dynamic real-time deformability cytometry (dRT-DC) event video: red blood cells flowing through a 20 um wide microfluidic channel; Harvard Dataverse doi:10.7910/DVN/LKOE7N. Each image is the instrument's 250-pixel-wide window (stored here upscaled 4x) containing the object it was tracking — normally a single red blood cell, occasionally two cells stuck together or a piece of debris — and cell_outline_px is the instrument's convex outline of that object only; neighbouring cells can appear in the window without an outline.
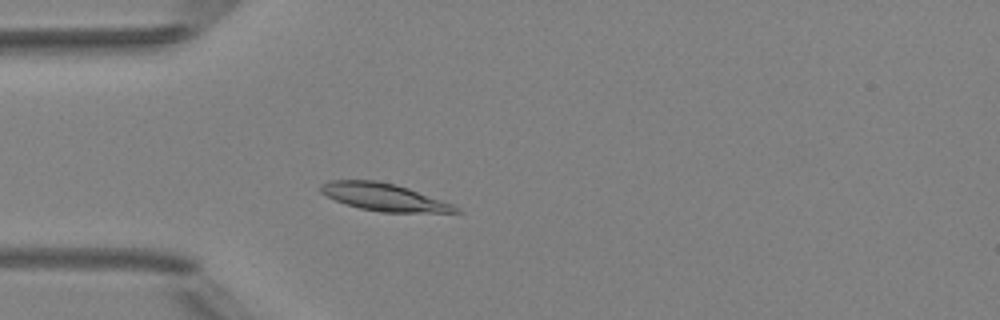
{"species": "Egyptian fruit bat (a non-hibernating species)", "species_latin": "Rousettus aegyptiacus", "temperature_condition": "room temperature", "stored_images_in_passage": 3, "camera_frame_rate_fps": 3000, "um_per_image_px": 0.085, "animal": {"sex": "female"}, "frame": {"image": 1, "passage_image": 3, "time_ms": 3.333, "image_size_px": [1000, 320], "cell_outline_px": [[464, 212], [380, 212], [360, 208], [344, 204], [320, 192], [320, 184], [332, 180], [376, 180], [396, 184], [408, 188], [452, 204], [460, 208]], "centroid_in_image_um": [32.62, 16.75], "position_along_channel_um": 52.4, "area_um2": 21.44}}